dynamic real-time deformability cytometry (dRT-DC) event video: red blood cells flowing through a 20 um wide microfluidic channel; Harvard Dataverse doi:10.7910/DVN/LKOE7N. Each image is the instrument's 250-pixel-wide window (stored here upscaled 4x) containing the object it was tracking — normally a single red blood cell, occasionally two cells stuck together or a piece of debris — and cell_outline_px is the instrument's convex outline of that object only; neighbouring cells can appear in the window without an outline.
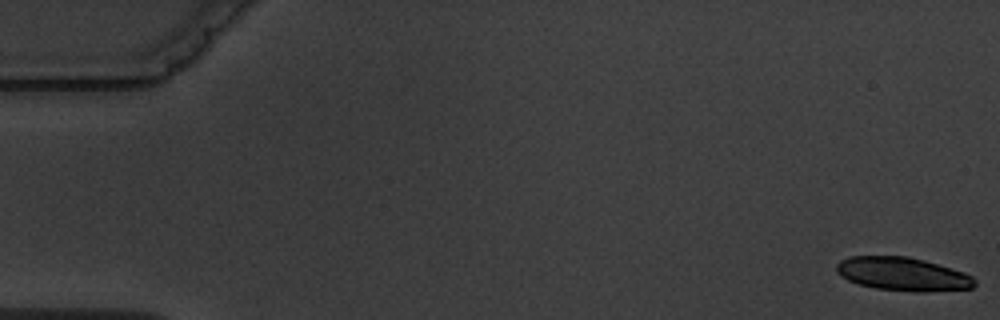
{"species": "common noctule bat (a hibernating species)", "species_latin": "Nyctalus noctula", "temperature_condition": "warm", "stored_images_in_passage": 5, "camera_frame_rate_fps": 3000, "um_per_image_px": 0.085, "animal": {"sex": "male", "body_mass_g": 19.5, "forearm_length_mm": 54.6}, "frame": {"image": 1, "passage_image": 1, "time_ms": 0.0, "image_size_px": [1000, 320], "cell_outline_px": [[976, 284], [972, 288], [924, 292], [912, 292], [876, 288], [860, 284], [848, 280], [840, 276], [836, 272], [836, 264], [840, 260], [848, 256], [908, 256], [924, 260], [952, 268], [964, 272], [972, 276], [976, 280]], "centroid_in_image_um": [76.73, 23.29], "position_along_channel_um": 8.3, "area_um2": 27.11}}